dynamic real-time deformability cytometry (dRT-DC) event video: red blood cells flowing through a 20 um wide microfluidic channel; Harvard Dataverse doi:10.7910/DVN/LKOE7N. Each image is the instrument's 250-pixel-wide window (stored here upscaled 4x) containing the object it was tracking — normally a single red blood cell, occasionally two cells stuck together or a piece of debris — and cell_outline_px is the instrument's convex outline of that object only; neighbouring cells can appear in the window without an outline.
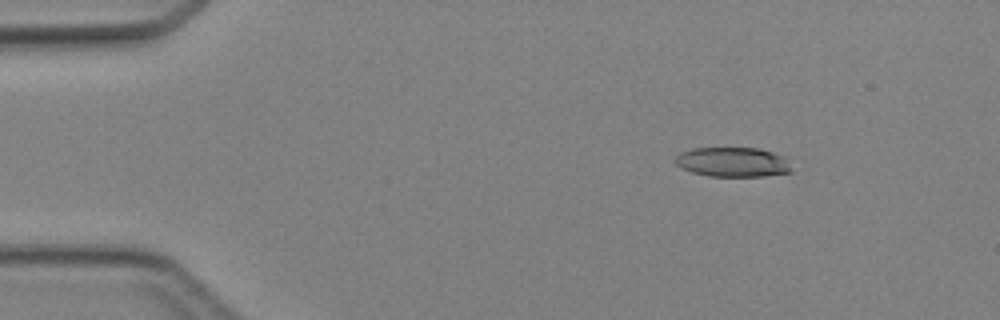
{"species": "Egyptian fruit bat (a non-hibernating species)", "species_latin": "Rousettus aegyptiacus", "temperature_condition": "cold", "stored_images_in_passage": 3, "camera_frame_rate_fps": 3000, "um_per_image_px": 0.085, "animal": {"sex": "female"}, "frame": {"image": 1, "passage_image": 1, "time_ms": 0.0, "image_size_px": [1000, 320], "cell_outline_px": [[792, 172], [764, 176], [708, 176], [692, 172], [680, 168], [672, 160], [680, 152], [692, 148], [760, 148], [784, 156], [792, 168]], "centroid_in_image_um": [62.26, 13.77], "position_along_channel_um": 22.7, "area_um2": 20.29}}
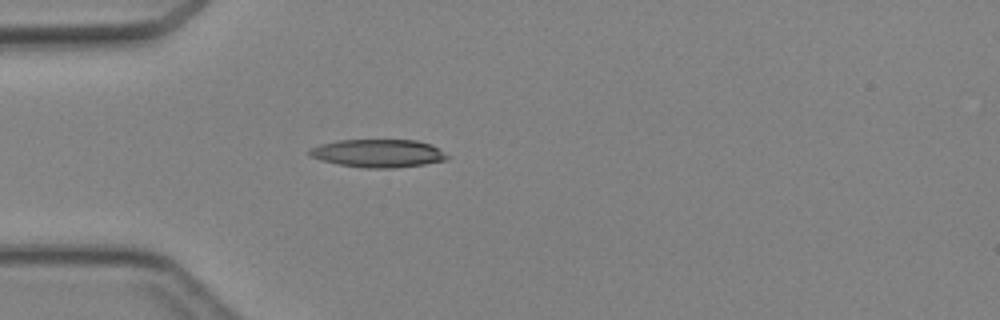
{"frame": {"image": 2, "passage_image": 3, "time_ms": 2.333, "image_size_px": [1000, 320], "cell_outline_px": [[452, 156], [448, 160], [424, 164], [396, 168], [364, 168], [340, 164], [320, 160], [312, 156], [308, 152], [312, 148], [320, 144], [336, 140], [416, 140], [432, 144]], "centroid_in_image_um": [32.22, 13.03], "position_along_channel_um": 52.8, "area_um2": 22.66}}